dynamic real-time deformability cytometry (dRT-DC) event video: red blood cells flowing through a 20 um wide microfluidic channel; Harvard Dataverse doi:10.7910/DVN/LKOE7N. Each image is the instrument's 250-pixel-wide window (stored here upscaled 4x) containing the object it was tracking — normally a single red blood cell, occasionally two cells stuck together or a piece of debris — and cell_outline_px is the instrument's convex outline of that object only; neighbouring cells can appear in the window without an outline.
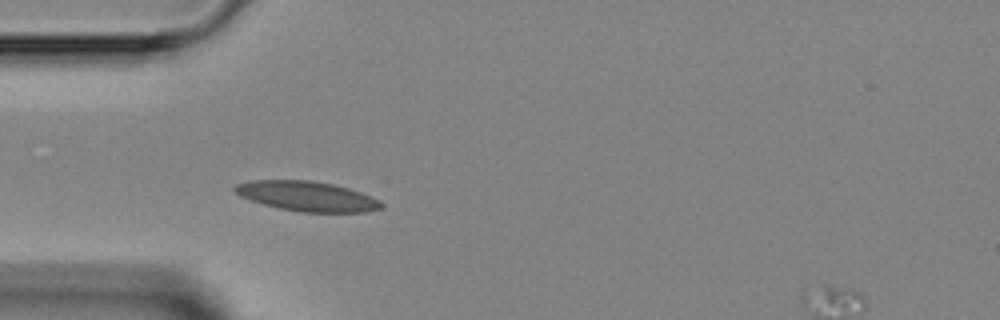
{"species": "Egyptian fruit bat (a non-hibernating species)", "species_latin": "Rousettus aegyptiacus", "temperature_condition": "room temperature", "stored_images_in_passage": 2, "segment_of_instrument_passage": [1, 2], "camera_frame_rate_fps": 3000, "um_per_image_px": 0.085, "animal": {"sex": "female"}, "frame": {"image": 1, "passage_image": 1, "time_ms": 0.0, "image_size_px": [1000, 320], "cell_outline_px": [[384, 204], [380, 208], [368, 212], [300, 212], [280, 208], [264, 204], [240, 196], [232, 188], [236, 184], [248, 180], [308, 180], [332, 184], [348, 188], [372, 196], [380, 200]], "centroid_in_image_um": [26.1, 16.67], "position_along_channel_um": 58.9, "area_um2": 25.43}}